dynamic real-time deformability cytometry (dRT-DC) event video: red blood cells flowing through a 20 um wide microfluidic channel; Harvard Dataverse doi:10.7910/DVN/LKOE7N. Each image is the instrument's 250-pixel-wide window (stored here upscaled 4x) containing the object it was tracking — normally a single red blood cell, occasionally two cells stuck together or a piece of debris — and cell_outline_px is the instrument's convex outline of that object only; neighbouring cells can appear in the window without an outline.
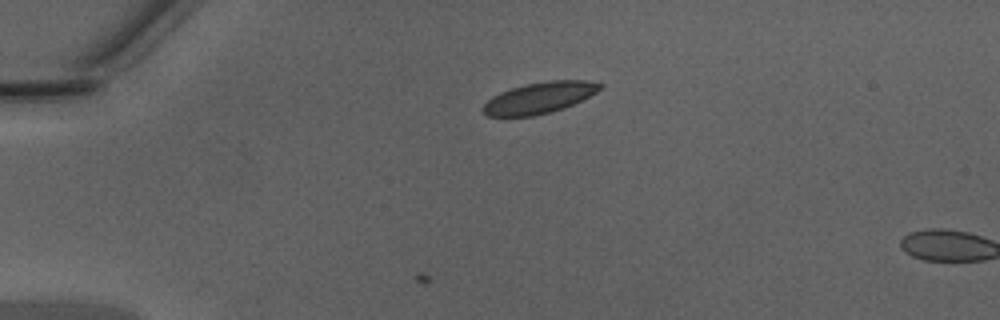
{"species": "Egyptian fruit bat (a non-hibernating species)", "species_latin": "Rousettus aegyptiacus", "temperature_condition": "warm", "stored_images_in_passage": 37, "camera_frame_rate_fps": 3000, "um_per_image_px": 0.085, "animal": {"sex": "male"}, "frame": {"image": 1, "passage_image": 1, "time_ms": 0.0, "image_size_px": [1000, 320], "cell_outline_px": [[604, 84], [596, 92], [564, 108], [552, 112], [532, 116], [488, 116], [480, 108], [492, 96], [500, 92], [512, 88], [528, 84], [548, 80], [588, 80]], "centroid_in_image_um": [45.83, 8.31], "position_along_channel_um": 39.2, "area_um2": 21.1}}
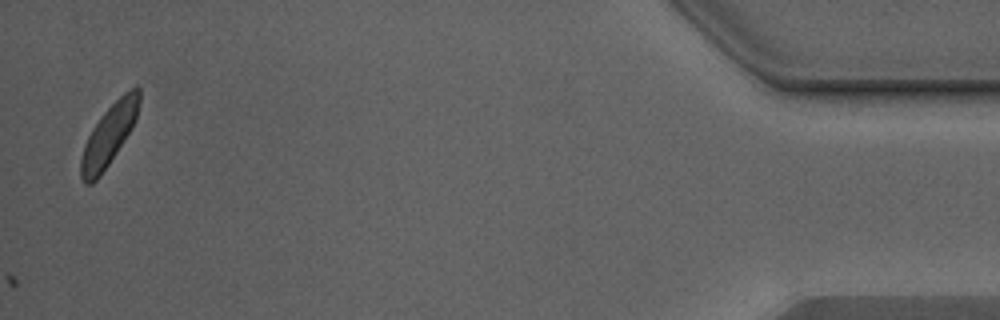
{"frame": {"image": 2, "passage_image": 37, "time_ms": 12.0, "image_size_px": [1000, 320], "cell_outline_px": [[140, 104], [136, 120], [124, 140], [100, 176], [92, 184], [84, 184], [80, 176], [80, 160], [84, 144], [92, 128], [104, 112], [124, 92], [136, 84], [140, 88]], "centroid_in_image_um": [9.26, 11.46], "position_along_channel_um": 425.9, "area_um2": 20.63}}